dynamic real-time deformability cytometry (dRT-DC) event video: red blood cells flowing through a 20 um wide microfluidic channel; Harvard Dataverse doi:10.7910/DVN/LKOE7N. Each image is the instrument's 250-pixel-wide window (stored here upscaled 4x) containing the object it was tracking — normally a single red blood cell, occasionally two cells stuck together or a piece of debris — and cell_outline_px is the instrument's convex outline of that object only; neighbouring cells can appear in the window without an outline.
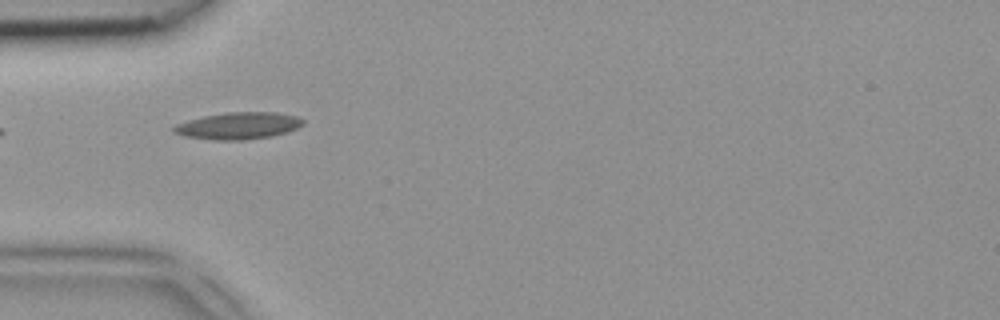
{"species": "common noctule bat (a hibernating species)", "species_latin": "Nyctalus noctula", "temperature_condition": "room temperature", "stored_images_in_passage": 28, "camera_frame_rate_fps": 3000, "um_per_image_px": 0.085, "animal": {"sex": "female", "body_mass_g": 18.4}, "frame": {"image": 1, "passage_image": 1, "time_ms": 0.0, "image_size_px": [1000, 320], "cell_outline_px": [[304, 124], [296, 128], [284, 132], [268, 136], [240, 140], [212, 140], [184, 136], [172, 132], [172, 128], [176, 124], [188, 120], [204, 116], [228, 112], [276, 112], [296, 116], [304, 120]], "centroid_in_image_um": [20.21, 10.68], "position_along_channel_um": 64.8, "area_um2": 20.06}}
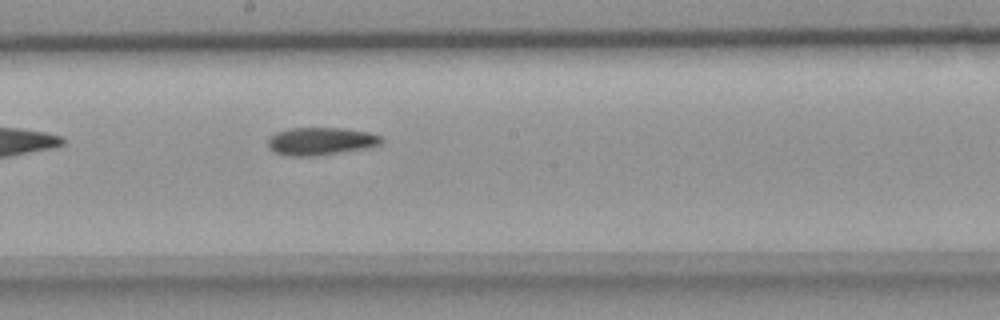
{"frame": {"image": 2, "passage_image": 12, "time_ms": 3.667, "image_size_px": [1000, 320], "cell_outline_px": [[384, 140], [380, 144], [364, 148], [316, 156], [288, 156], [276, 152], [268, 148], [268, 140], [276, 132], [292, 128], [344, 128], [368, 132], [380, 136]], "centroid_in_image_um": [27.25, 12.0], "position_along_channel_um": 220.9, "area_um2": 18.15}}
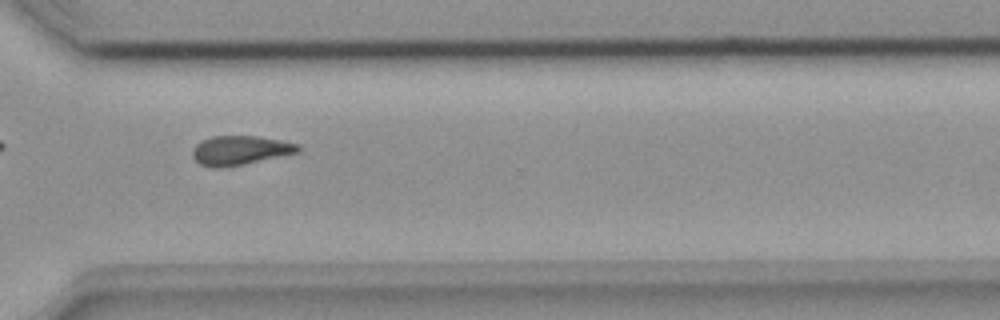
{"frame": {"image": 3, "passage_image": 21, "time_ms": 6.667, "image_size_px": [1000, 320], "cell_outline_px": [[300, 152], [244, 164], [224, 168], [212, 168], [200, 164], [192, 156], [192, 148], [200, 140], [212, 136], [256, 136], [280, 140], [300, 144]], "centroid_in_image_um": [20.39, 12.78], "position_along_channel_um": 350.2, "area_um2": 18.15}}